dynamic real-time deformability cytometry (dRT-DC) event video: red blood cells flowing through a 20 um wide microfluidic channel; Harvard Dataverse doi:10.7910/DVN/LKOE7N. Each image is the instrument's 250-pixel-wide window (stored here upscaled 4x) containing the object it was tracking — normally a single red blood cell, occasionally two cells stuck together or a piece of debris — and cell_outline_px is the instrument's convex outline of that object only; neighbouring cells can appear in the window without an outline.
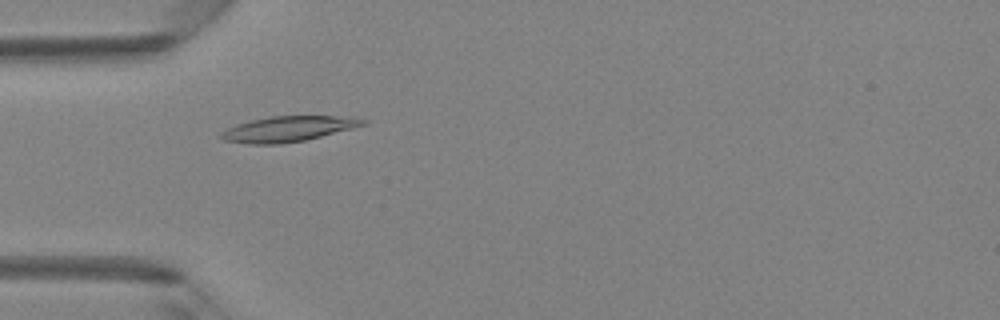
{"species": "Egyptian fruit bat (a non-hibernating species)", "species_latin": "Rousettus aegyptiacus", "temperature_condition": "room temperature", "stored_images_in_passage": 46, "camera_frame_rate_fps": 3000, "um_per_image_px": 0.085, "animal": {"sex": "female"}, "frame": {"image": 1, "passage_image": 13, "time_ms": 4.0, "image_size_px": [1000, 320], "cell_outline_px": [[368, 120], [364, 124], [352, 128], [304, 140], [280, 144], [248, 144], [224, 140], [220, 136], [220, 132], [236, 124], [252, 120], [272, 116], [352, 116]], "centroid_in_image_um": [24.48, 10.95], "position_along_channel_um": 60.5, "area_um2": 20.81}}
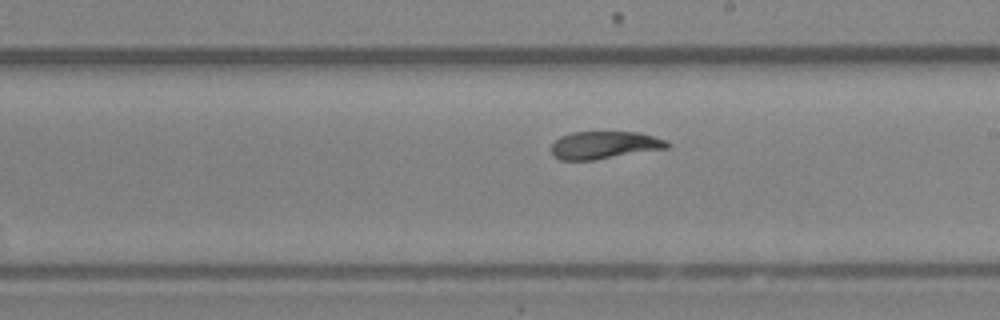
{"frame": {"image": 2, "passage_image": 26, "time_ms": 8.333, "image_size_px": [1000, 320], "cell_outline_px": [[672, 144], [668, 148], [592, 160], [560, 160], [552, 156], [552, 144], [560, 136], [572, 132], [640, 132], [668, 140]], "centroid_in_image_um": [51.39, 12.32], "position_along_channel_um": 237.6, "area_um2": 18.73}}
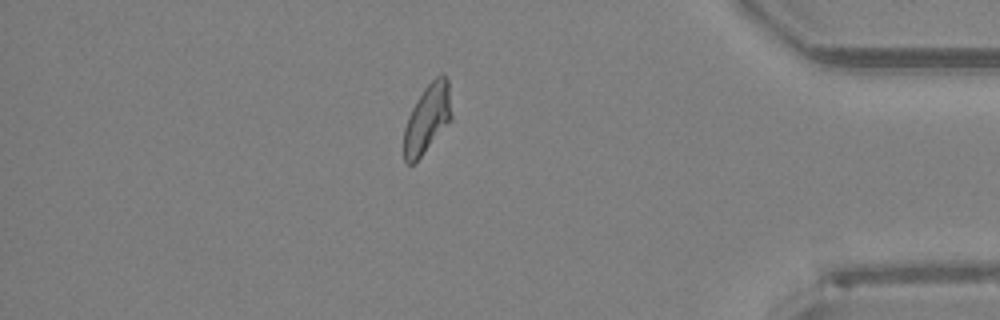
{"frame": {"image": 3, "passage_image": 40, "time_ms": 13.0, "image_size_px": [1000, 320], "cell_outline_px": [[452, 120], [420, 156], [412, 164], [408, 164], [404, 160], [404, 128], [408, 116], [416, 100], [424, 88], [440, 72], [444, 72], [448, 80], [452, 116]], "centroid_in_image_um": [36.33, 10.03], "position_along_channel_um": 398.9, "area_um2": 19.02}, "authors_computed_cell_mechanics": {"area_um2": 19.7965, "velocity_mm_per_s": 4.1746, "shape_relaxation_time_tau1_ms": 5.3668, "shape_relaxation_time_tau2_ms": 2.1995, "deformation_change_tau1": 0.1668, "deformation_change_tau2": 0.0848}}